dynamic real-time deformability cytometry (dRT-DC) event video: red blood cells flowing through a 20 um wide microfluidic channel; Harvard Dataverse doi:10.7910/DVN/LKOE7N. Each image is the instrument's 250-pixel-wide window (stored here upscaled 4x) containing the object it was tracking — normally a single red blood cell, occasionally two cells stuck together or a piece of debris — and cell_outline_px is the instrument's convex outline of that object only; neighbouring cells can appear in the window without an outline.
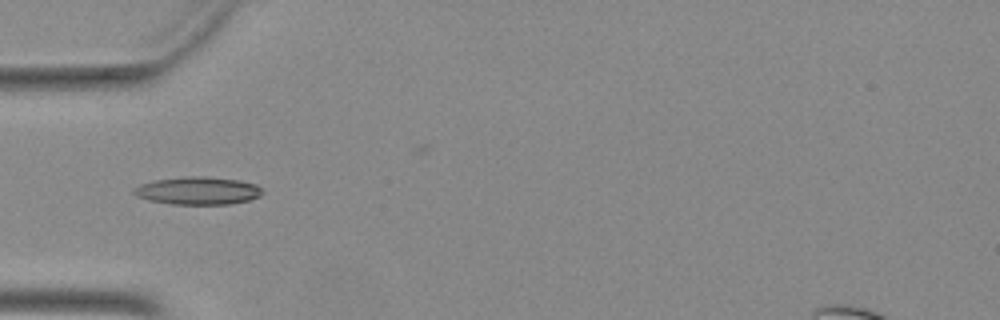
{"species": "Egyptian fruit bat (a non-hibernating species)", "species_latin": "Rousettus aegyptiacus", "temperature_condition": "warm", "stored_images_in_passage": 24, "camera_frame_rate_fps": 3000, "um_per_image_px": 0.085, "animal": {"sex": "female"}, "frame": {"image": 1, "passage_image": 1, "time_ms": 0.0, "image_size_px": [1000, 320], "cell_outline_px": [[264, 192], [260, 196], [248, 200], [228, 204], [172, 204], [148, 200], [136, 196], [132, 192], [132, 188], [140, 184], [156, 180], [188, 176], [204, 176], [240, 180], [256, 184]], "centroid_in_image_um": [16.8, 16.21], "position_along_channel_um": 68.2, "area_um2": 20.81}}
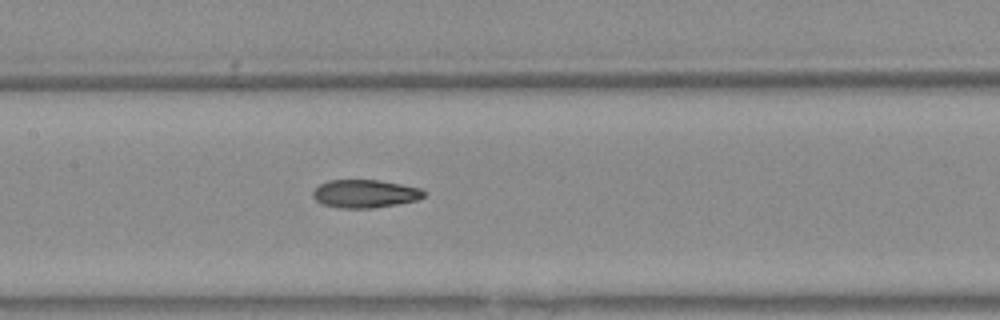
{"frame": {"image": 2, "passage_image": 9, "time_ms": 2.667, "image_size_px": [1000, 320], "cell_outline_px": [[424, 196], [416, 200], [396, 204], [372, 208], [340, 208], [320, 204], [312, 196], [312, 192], [320, 184], [328, 180], [380, 180], [420, 188], [424, 192]], "centroid_in_image_um": [30.97, 16.46], "position_along_channel_um": 176.4, "area_um2": 18.09}}
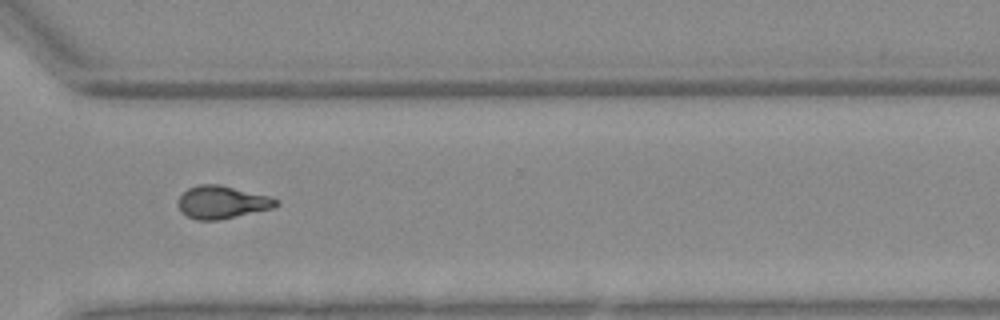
{"frame": {"image": 3, "passage_image": 22, "time_ms": 7.0, "image_size_px": [1000, 320], "cell_outline_px": [[280, 204], [272, 208], [220, 220], [196, 220], [180, 212], [176, 204], [176, 200], [188, 188], [200, 184], [220, 184], [272, 196], [280, 200]], "centroid_in_image_um": [18.87, 17.18], "position_along_channel_um": 351.7, "area_um2": 19.07}}